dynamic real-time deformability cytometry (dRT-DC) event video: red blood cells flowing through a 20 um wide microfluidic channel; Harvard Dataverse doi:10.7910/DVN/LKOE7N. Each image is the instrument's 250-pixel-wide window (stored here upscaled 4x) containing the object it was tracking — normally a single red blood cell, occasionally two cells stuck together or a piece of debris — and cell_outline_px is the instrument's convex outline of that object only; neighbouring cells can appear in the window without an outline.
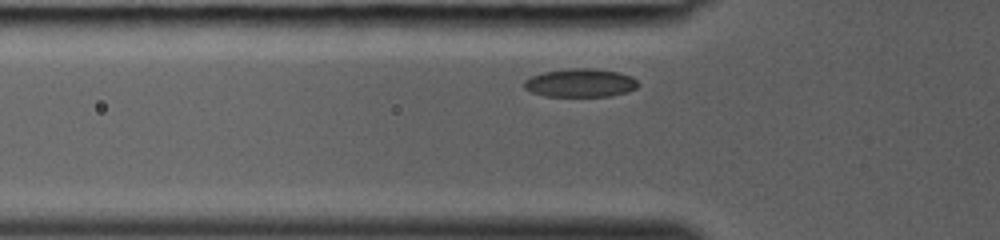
{"species": "common noctule bat (a hibernating species)", "species_latin": "Nyctalus noctula", "temperature_condition": "room temperature", "stored_images_in_passage": 23, "camera_frame_rate_fps": 3000, "um_per_image_px": 0.085, "animal": {"sex": "female", "body_mass_g": 19.0, "forearm_length_mm": 53.3}, "frame": {"image": 1, "passage_image": 3, "time_ms": 0.667, "image_size_px": [1000, 240], "cell_outline_px": [[640, 84], [636, 88], [628, 92], [608, 96], [544, 96], [532, 92], [524, 88], [524, 80], [532, 76], [544, 72], [568, 68], [596, 68], [620, 72], [632, 76]], "centroid_in_image_um": [49.36, 7.04], "position_along_channel_um": 76.4, "area_um2": 19.02}}
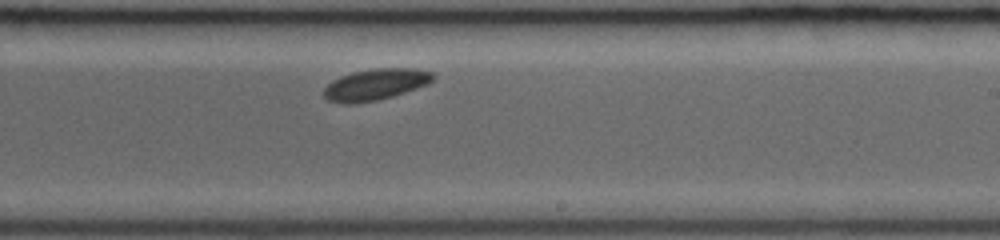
{"frame": {"image": 2, "passage_image": 14, "time_ms": 4.333, "image_size_px": [1000, 240], "cell_outline_px": [[436, 76], [428, 84], [392, 96], [376, 100], [352, 104], [348, 104], [328, 100], [324, 96], [324, 88], [332, 80], [340, 76], [352, 72], [376, 68], [412, 68], [432, 72]], "centroid_in_image_um": [31.91, 7.17], "position_along_channel_um": 257.1, "area_um2": 19.77}}
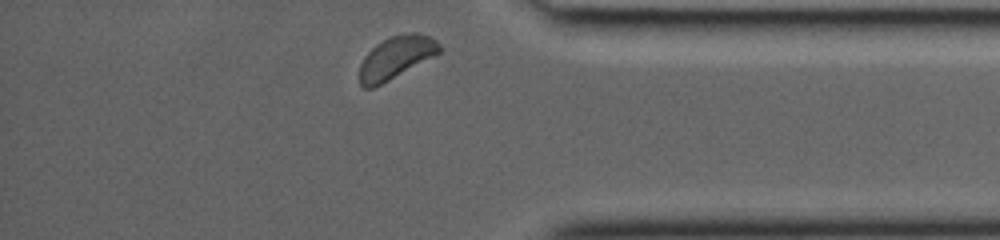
{"frame": {"image": 3, "passage_image": 23, "time_ms": 7.333, "image_size_px": [1000, 240], "cell_outline_px": [[440, 52], [436, 56], [372, 88], [364, 88], [360, 84], [360, 64], [364, 56], [376, 44], [392, 36], [412, 32], [416, 32], [428, 36], [436, 40], [440, 44]], "centroid_in_image_um": [33.67, 4.88], "position_along_channel_um": 401.5, "area_um2": 19.54}}